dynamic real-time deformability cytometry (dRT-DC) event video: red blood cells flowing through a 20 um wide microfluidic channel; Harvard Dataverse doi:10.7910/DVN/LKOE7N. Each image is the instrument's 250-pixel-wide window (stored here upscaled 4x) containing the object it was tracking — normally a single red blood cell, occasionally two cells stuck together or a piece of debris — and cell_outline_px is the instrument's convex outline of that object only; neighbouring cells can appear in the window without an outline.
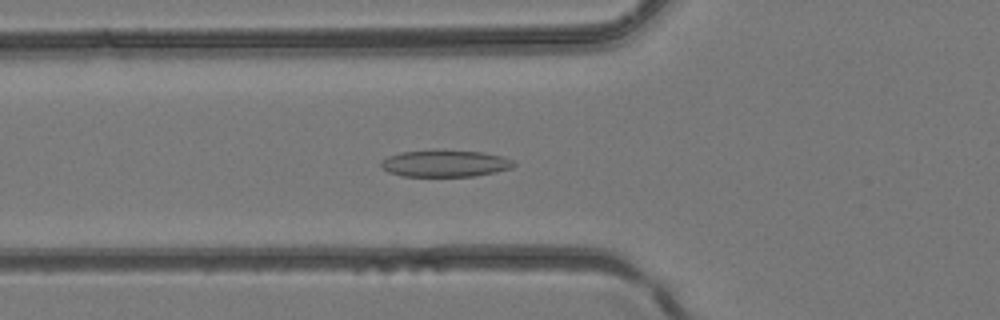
{"species": "common noctule bat (a hibernating species)", "species_latin": "Nyctalus noctula", "temperature_condition": "room temperature", "stored_images_in_passage": 42, "camera_frame_rate_fps": 3000, "um_per_image_px": 0.085, "animal": {"sex": "female", "body_mass_g": 24.6, "forearm_length_mm": 56.2}, "frame": {"image": 1, "passage_image": 16, "time_ms": 5.0, "image_size_px": [1000, 320], "cell_outline_px": [[516, 164], [512, 168], [496, 172], [472, 176], [400, 176], [388, 172], [380, 168], [380, 160], [388, 156], [400, 152], [432, 148], [484, 152], [500, 156], [512, 160]], "centroid_in_image_um": [37.76, 13.86], "position_along_channel_um": 88.0, "area_um2": 21.39}}
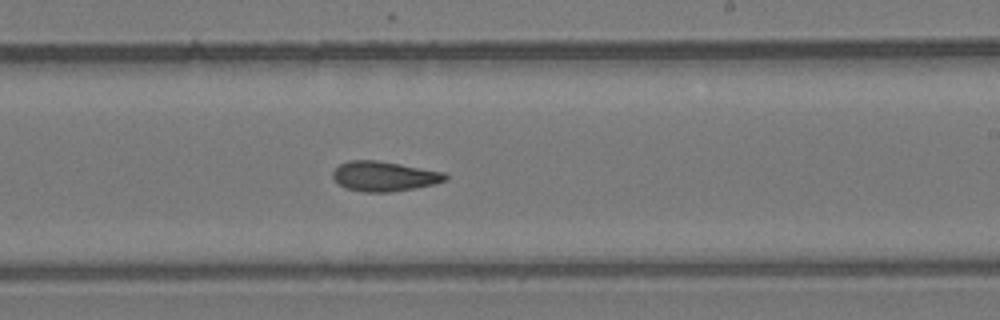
{"frame": {"image": 2, "passage_image": 26, "time_ms": 8.333, "image_size_px": [1000, 320], "cell_outline_px": [[448, 180], [432, 184], [412, 188], [388, 192], [364, 192], [348, 188], [340, 184], [332, 176], [332, 172], [340, 164], [348, 160], [376, 160], [400, 164], [444, 172], [448, 176]], "centroid_in_image_um": [32.65, 14.97], "position_along_channel_um": 256.3, "area_um2": 19.31}}
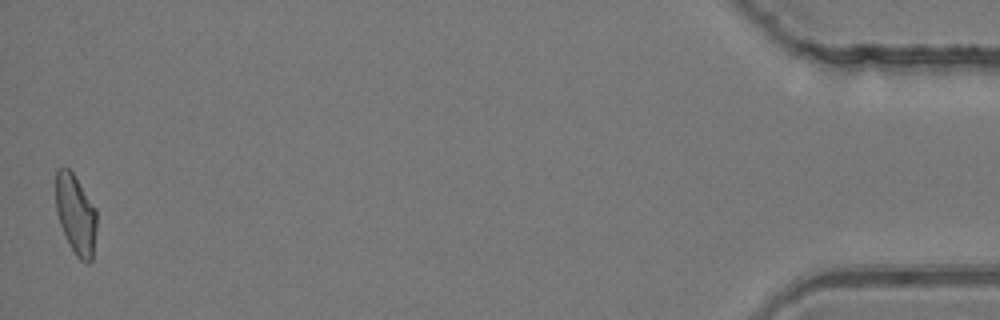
{"frame": {"image": 3, "passage_image": 42, "time_ms": 13.667, "image_size_px": [1000, 320], "cell_outline_px": [[96, 228], [92, 260], [88, 264], [80, 260], [76, 256], [60, 224], [56, 212], [56, 168], [68, 168], [72, 172], [96, 208]], "centroid_in_image_um": [6.44, 18.22], "position_along_channel_um": 428.8, "area_um2": 18.84}}